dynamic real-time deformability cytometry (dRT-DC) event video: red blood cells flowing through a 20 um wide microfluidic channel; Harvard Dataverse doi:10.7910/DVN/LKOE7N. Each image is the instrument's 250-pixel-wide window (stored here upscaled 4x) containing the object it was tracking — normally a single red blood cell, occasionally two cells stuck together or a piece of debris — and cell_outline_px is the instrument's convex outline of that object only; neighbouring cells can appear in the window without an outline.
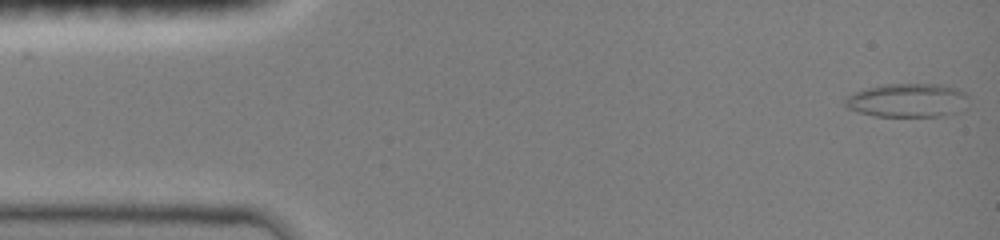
{"species": "common noctule bat (a hibernating species)", "species_latin": "Nyctalus noctula", "temperature_condition": "room temperature", "stored_images_in_passage": 47, "camera_frame_rate_fps": 3000, "um_per_image_px": 0.085, "animal": {"sex": "female", "body_mass_g": 19.0, "forearm_length_mm": 51.5}, "frame": {"image": 1, "passage_image": 1, "time_ms": 0.0, "image_size_px": [1000, 240], "cell_outline_px": [[968, 108], [960, 112], [940, 116], [876, 116], [860, 112], [848, 108], [844, 104], [844, 100], [848, 96], [864, 88], [880, 84], [940, 84], [956, 88], [964, 92], [968, 96]], "centroid_in_image_um": [77.2, 8.52], "position_along_channel_um": 7.8, "area_um2": 24.57}}
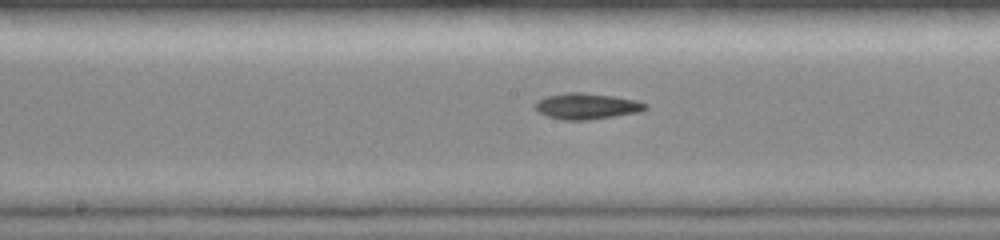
{"frame": {"image": 2, "passage_image": 24, "time_ms": 7.667, "image_size_px": [1000, 240], "cell_outline_px": [[648, 108], [640, 112], [588, 120], [564, 120], [548, 116], [540, 112], [536, 108], [536, 100], [544, 96], [568, 92], [580, 92], [612, 96], [636, 100], [648, 104]], "centroid_in_image_um": [49.88, 9.02], "position_along_channel_um": 198.3, "area_um2": 16.65}}
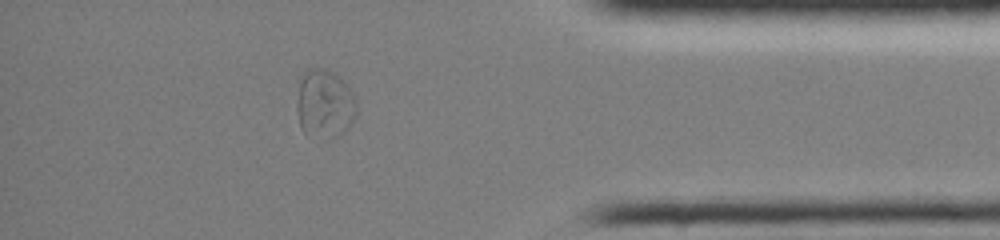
{"frame": {"image": 3, "passage_image": 41, "time_ms": 13.333, "image_size_px": [1000, 240], "cell_outline_px": [[356, 116], [344, 132], [328, 140], [324, 140], [304, 132], [300, 128], [296, 108], [296, 104], [300, 76], [308, 68], [324, 68], [340, 76], [348, 84], [356, 100]], "centroid_in_image_um": [27.58, 8.82], "position_along_channel_um": 407.6, "area_um2": 24.45}, "authors_computed_cell_mechanics": {"area_um2": 17.7446, "velocity_mm_per_s": 3.9913, "shape_relaxation_time_tau1_ms": 3.6268, "shape_relaxation_time_tau2_ms": null, "deformation_change_tau1": 0.1714, "deformation_change_tau2": null}}